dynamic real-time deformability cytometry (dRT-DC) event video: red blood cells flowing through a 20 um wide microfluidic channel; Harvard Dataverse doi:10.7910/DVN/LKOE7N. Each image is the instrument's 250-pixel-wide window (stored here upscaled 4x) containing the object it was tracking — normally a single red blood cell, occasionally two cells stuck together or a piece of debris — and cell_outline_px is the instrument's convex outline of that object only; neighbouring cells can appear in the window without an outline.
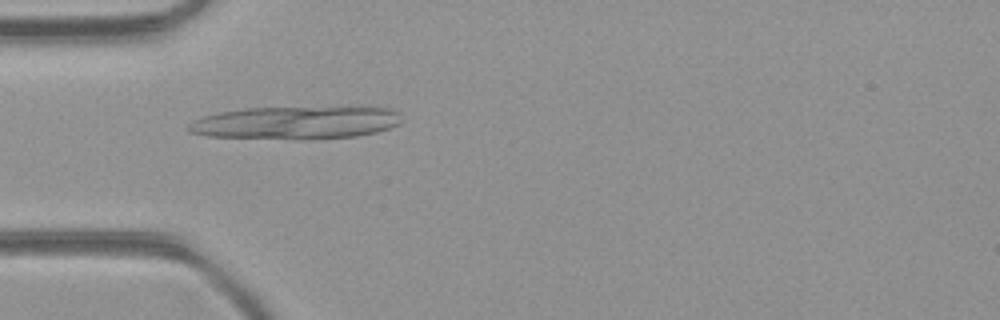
{"species": "common noctule bat (a hibernating species)", "species_latin": "Nyctalus noctula", "temperature_condition": "room temperature", "stored_images_in_passage": 1, "camera_frame_rate_fps": 3000, "um_per_image_px": 0.085, "animal": {"sex": "female", "body_mass_g": 21.9}, "frame": {"image": 1, "passage_image": 1, "time_ms": 0.0, "image_size_px": [1000, 320], "cell_outline_px": [[400, 124], [392, 128], [376, 132], [356, 136], [208, 136], [188, 132], [188, 124], [204, 116], [220, 112], [244, 108], [392, 108], [396, 112], [400, 120]], "centroid_in_image_um": [25.15, 10.38], "position_along_channel_um": 59.8, "area_um2": 38.32}}